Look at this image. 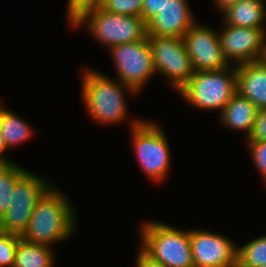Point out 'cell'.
<instances>
[{
	"mask_svg": "<svg viewBox=\"0 0 266 267\" xmlns=\"http://www.w3.org/2000/svg\"><path fill=\"white\" fill-rule=\"evenodd\" d=\"M89 66V67H88ZM83 66L80 71L81 102L87 116L103 127L125 124L128 128L136 127L145 118L134 117L130 113L127 100L140 96L131 87L122 84L114 76H108L97 68ZM121 123V124H120Z\"/></svg>",
	"mask_w": 266,
	"mask_h": 267,
	"instance_id": "obj_1",
	"label": "cell"
},
{
	"mask_svg": "<svg viewBox=\"0 0 266 267\" xmlns=\"http://www.w3.org/2000/svg\"><path fill=\"white\" fill-rule=\"evenodd\" d=\"M69 195L53 184L38 200L20 236L31 243L53 247L74 237L80 223Z\"/></svg>",
	"mask_w": 266,
	"mask_h": 267,
	"instance_id": "obj_2",
	"label": "cell"
},
{
	"mask_svg": "<svg viewBox=\"0 0 266 267\" xmlns=\"http://www.w3.org/2000/svg\"><path fill=\"white\" fill-rule=\"evenodd\" d=\"M137 247L164 267H194L190 229H180L161 220L139 223Z\"/></svg>",
	"mask_w": 266,
	"mask_h": 267,
	"instance_id": "obj_3",
	"label": "cell"
},
{
	"mask_svg": "<svg viewBox=\"0 0 266 267\" xmlns=\"http://www.w3.org/2000/svg\"><path fill=\"white\" fill-rule=\"evenodd\" d=\"M128 130L138 168L149 181L162 184L171 175L173 165L167 132L159 121L151 119H144Z\"/></svg>",
	"mask_w": 266,
	"mask_h": 267,
	"instance_id": "obj_4",
	"label": "cell"
},
{
	"mask_svg": "<svg viewBox=\"0 0 266 267\" xmlns=\"http://www.w3.org/2000/svg\"><path fill=\"white\" fill-rule=\"evenodd\" d=\"M237 93L236 66L220 70L194 71L176 95L196 111L220 113Z\"/></svg>",
	"mask_w": 266,
	"mask_h": 267,
	"instance_id": "obj_5",
	"label": "cell"
},
{
	"mask_svg": "<svg viewBox=\"0 0 266 267\" xmlns=\"http://www.w3.org/2000/svg\"><path fill=\"white\" fill-rule=\"evenodd\" d=\"M80 28L106 50L147 36V24L141 17L110 13L102 8L85 12L69 27L75 31Z\"/></svg>",
	"mask_w": 266,
	"mask_h": 267,
	"instance_id": "obj_6",
	"label": "cell"
},
{
	"mask_svg": "<svg viewBox=\"0 0 266 267\" xmlns=\"http://www.w3.org/2000/svg\"><path fill=\"white\" fill-rule=\"evenodd\" d=\"M115 77L122 84L131 87L139 95L149 85L156 71L153 63L148 37L139 41L118 44L108 50Z\"/></svg>",
	"mask_w": 266,
	"mask_h": 267,
	"instance_id": "obj_7",
	"label": "cell"
},
{
	"mask_svg": "<svg viewBox=\"0 0 266 267\" xmlns=\"http://www.w3.org/2000/svg\"><path fill=\"white\" fill-rule=\"evenodd\" d=\"M54 184L44 174L27 170L16 182L11 205L0 219L1 232L22 235L38 200Z\"/></svg>",
	"mask_w": 266,
	"mask_h": 267,
	"instance_id": "obj_8",
	"label": "cell"
},
{
	"mask_svg": "<svg viewBox=\"0 0 266 267\" xmlns=\"http://www.w3.org/2000/svg\"><path fill=\"white\" fill-rule=\"evenodd\" d=\"M157 75L177 92L194 74L183 38L147 35Z\"/></svg>",
	"mask_w": 266,
	"mask_h": 267,
	"instance_id": "obj_9",
	"label": "cell"
},
{
	"mask_svg": "<svg viewBox=\"0 0 266 267\" xmlns=\"http://www.w3.org/2000/svg\"><path fill=\"white\" fill-rule=\"evenodd\" d=\"M194 267H236L238 243L218 230L190 228Z\"/></svg>",
	"mask_w": 266,
	"mask_h": 267,
	"instance_id": "obj_10",
	"label": "cell"
},
{
	"mask_svg": "<svg viewBox=\"0 0 266 267\" xmlns=\"http://www.w3.org/2000/svg\"><path fill=\"white\" fill-rule=\"evenodd\" d=\"M218 36L222 53L230 65L259 61L264 53L265 31L219 22Z\"/></svg>",
	"mask_w": 266,
	"mask_h": 267,
	"instance_id": "obj_11",
	"label": "cell"
},
{
	"mask_svg": "<svg viewBox=\"0 0 266 267\" xmlns=\"http://www.w3.org/2000/svg\"><path fill=\"white\" fill-rule=\"evenodd\" d=\"M194 71L220 70L229 67L218 36V29L197 20L183 36Z\"/></svg>",
	"mask_w": 266,
	"mask_h": 267,
	"instance_id": "obj_12",
	"label": "cell"
},
{
	"mask_svg": "<svg viewBox=\"0 0 266 267\" xmlns=\"http://www.w3.org/2000/svg\"><path fill=\"white\" fill-rule=\"evenodd\" d=\"M189 0H168L147 23V35L183 38L197 21Z\"/></svg>",
	"mask_w": 266,
	"mask_h": 267,
	"instance_id": "obj_13",
	"label": "cell"
},
{
	"mask_svg": "<svg viewBox=\"0 0 266 267\" xmlns=\"http://www.w3.org/2000/svg\"><path fill=\"white\" fill-rule=\"evenodd\" d=\"M237 92L259 110L266 109V64L254 61L236 66Z\"/></svg>",
	"mask_w": 266,
	"mask_h": 267,
	"instance_id": "obj_14",
	"label": "cell"
},
{
	"mask_svg": "<svg viewBox=\"0 0 266 267\" xmlns=\"http://www.w3.org/2000/svg\"><path fill=\"white\" fill-rule=\"evenodd\" d=\"M258 110L251 101L237 92L218 113V123L227 130L242 132L246 140L252 133Z\"/></svg>",
	"mask_w": 266,
	"mask_h": 267,
	"instance_id": "obj_15",
	"label": "cell"
},
{
	"mask_svg": "<svg viewBox=\"0 0 266 267\" xmlns=\"http://www.w3.org/2000/svg\"><path fill=\"white\" fill-rule=\"evenodd\" d=\"M219 19L223 24L263 29L266 32V1L240 0L223 10Z\"/></svg>",
	"mask_w": 266,
	"mask_h": 267,
	"instance_id": "obj_16",
	"label": "cell"
},
{
	"mask_svg": "<svg viewBox=\"0 0 266 267\" xmlns=\"http://www.w3.org/2000/svg\"><path fill=\"white\" fill-rule=\"evenodd\" d=\"M0 100V129L8 150L18 148L31 141L37 133L26 118L7 107ZM5 105V106H4ZM36 132V133H35ZM18 146V147H17Z\"/></svg>",
	"mask_w": 266,
	"mask_h": 267,
	"instance_id": "obj_17",
	"label": "cell"
},
{
	"mask_svg": "<svg viewBox=\"0 0 266 267\" xmlns=\"http://www.w3.org/2000/svg\"><path fill=\"white\" fill-rule=\"evenodd\" d=\"M57 249L28 242L20 238L13 267H56Z\"/></svg>",
	"mask_w": 266,
	"mask_h": 267,
	"instance_id": "obj_18",
	"label": "cell"
},
{
	"mask_svg": "<svg viewBox=\"0 0 266 267\" xmlns=\"http://www.w3.org/2000/svg\"><path fill=\"white\" fill-rule=\"evenodd\" d=\"M28 170L16 161L0 163V219L11 205L17 180Z\"/></svg>",
	"mask_w": 266,
	"mask_h": 267,
	"instance_id": "obj_19",
	"label": "cell"
},
{
	"mask_svg": "<svg viewBox=\"0 0 266 267\" xmlns=\"http://www.w3.org/2000/svg\"><path fill=\"white\" fill-rule=\"evenodd\" d=\"M266 265V234L238 243L237 266L257 267Z\"/></svg>",
	"mask_w": 266,
	"mask_h": 267,
	"instance_id": "obj_20",
	"label": "cell"
},
{
	"mask_svg": "<svg viewBox=\"0 0 266 267\" xmlns=\"http://www.w3.org/2000/svg\"><path fill=\"white\" fill-rule=\"evenodd\" d=\"M251 156L252 166L259 173L261 182L266 185V141H245Z\"/></svg>",
	"mask_w": 266,
	"mask_h": 267,
	"instance_id": "obj_21",
	"label": "cell"
},
{
	"mask_svg": "<svg viewBox=\"0 0 266 267\" xmlns=\"http://www.w3.org/2000/svg\"><path fill=\"white\" fill-rule=\"evenodd\" d=\"M143 0H106L102 9L115 14L142 16Z\"/></svg>",
	"mask_w": 266,
	"mask_h": 267,
	"instance_id": "obj_22",
	"label": "cell"
},
{
	"mask_svg": "<svg viewBox=\"0 0 266 267\" xmlns=\"http://www.w3.org/2000/svg\"><path fill=\"white\" fill-rule=\"evenodd\" d=\"M20 235L0 232V267H13Z\"/></svg>",
	"mask_w": 266,
	"mask_h": 267,
	"instance_id": "obj_23",
	"label": "cell"
},
{
	"mask_svg": "<svg viewBox=\"0 0 266 267\" xmlns=\"http://www.w3.org/2000/svg\"><path fill=\"white\" fill-rule=\"evenodd\" d=\"M106 0H80L65 16L67 27L71 26L85 12L102 8Z\"/></svg>",
	"mask_w": 266,
	"mask_h": 267,
	"instance_id": "obj_24",
	"label": "cell"
},
{
	"mask_svg": "<svg viewBox=\"0 0 266 267\" xmlns=\"http://www.w3.org/2000/svg\"><path fill=\"white\" fill-rule=\"evenodd\" d=\"M245 141H266V109L258 110L252 133Z\"/></svg>",
	"mask_w": 266,
	"mask_h": 267,
	"instance_id": "obj_25",
	"label": "cell"
},
{
	"mask_svg": "<svg viewBox=\"0 0 266 267\" xmlns=\"http://www.w3.org/2000/svg\"><path fill=\"white\" fill-rule=\"evenodd\" d=\"M167 1L168 0H143L141 18L146 24L159 13V10Z\"/></svg>",
	"mask_w": 266,
	"mask_h": 267,
	"instance_id": "obj_26",
	"label": "cell"
},
{
	"mask_svg": "<svg viewBox=\"0 0 266 267\" xmlns=\"http://www.w3.org/2000/svg\"><path fill=\"white\" fill-rule=\"evenodd\" d=\"M134 267H164V266L159 264L158 262L151 260L139 248H137Z\"/></svg>",
	"mask_w": 266,
	"mask_h": 267,
	"instance_id": "obj_27",
	"label": "cell"
},
{
	"mask_svg": "<svg viewBox=\"0 0 266 267\" xmlns=\"http://www.w3.org/2000/svg\"><path fill=\"white\" fill-rule=\"evenodd\" d=\"M8 154H9V150L6 148V143H5L3 134L0 129V163H8V162L14 161L13 159L9 157Z\"/></svg>",
	"mask_w": 266,
	"mask_h": 267,
	"instance_id": "obj_28",
	"label": "cell"
},
{
	"mask_svg": "<svg viewBox=\"0 0 266 267\" xmlns=\"http://www.w3.org/2000/svg\"><path fill=\"white\" fill-rule=\"evenodd\" d=\"M215 10L221 13L226 8L233 6L234 4L238 3L240 0H212Z\"/></svg>",
	"mask_w": 266,
	"mask_h": 267,
	"instance_id": "obj_29",
	"label": "cell"
},
{
	"mask_svg": "<svg viewBox=\"0 0 266 267\" xmlns=\"http://www.w3.org/2000/svg\"><path fill=\"white\" fill-rule=\"evenodd\" d=\"M80 0H67L65 15L79 2Z\"/></svg>",
	"mask_w": 266,
	"mask_h": 267,
	"instance_id": "obj_30",
	"label": "cell"
},
{
	"mask_svg": "<svg viewBox=\"0 0 266 267\" xmlns=\"http://www.w3.org/2000/svg\"><path fill=\"white\" fill-rule=\"evenodd\" d=\"M261 60L266 64V33H265L264 53Z\"/></svg>",
	"mask_w": 266,
	"mask_h": 267,
	"instance_id": "obj_31",
	"label": "cell"
}]
</instances>
